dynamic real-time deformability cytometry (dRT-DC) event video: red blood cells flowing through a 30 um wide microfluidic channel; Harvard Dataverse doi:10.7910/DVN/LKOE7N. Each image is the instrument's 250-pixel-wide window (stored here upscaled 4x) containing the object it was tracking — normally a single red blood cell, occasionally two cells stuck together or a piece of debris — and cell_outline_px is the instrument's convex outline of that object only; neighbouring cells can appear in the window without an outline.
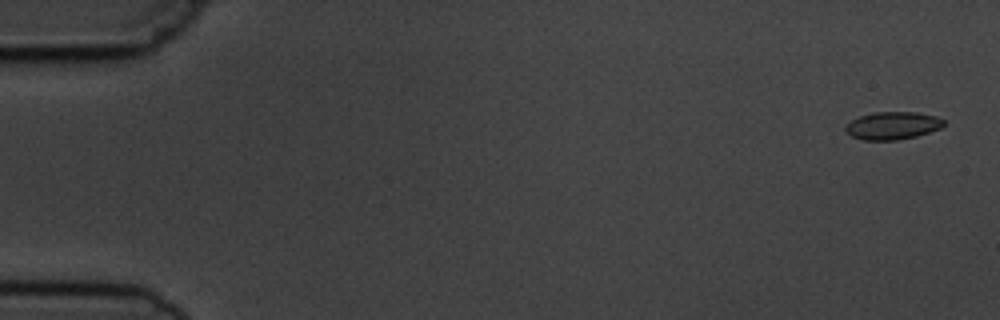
{"species": "common noctule bat (a hibernating species)", "species_latin": "Nyctalus noctula", "temperature_condition": "cold", "stored_images_in_passage": 5, "camera_frame_rate_fps": 3000, "um_per_image_px": 0.085, "animal": {"sex": "male", "body_mass_g": 19.5, "forearm_length_mm": 54.6}, "frame": {"image": 1, "passage_image": 1, "time_ms": 0.0, "image_size_px": [1000, 320], "cell_outline_px": [[944, 124], [940, 128], [916, 136], [896, 140], [864, 140], [852, 136], [844, 128], [844, 124], [860, 116], [872, 112], [916, 112], [936, 116], [944, 120]], "centroid_in_image_um": [75.85, 10.67], "position_along_channel_um": 9.2, "area_um2": 15.78}}
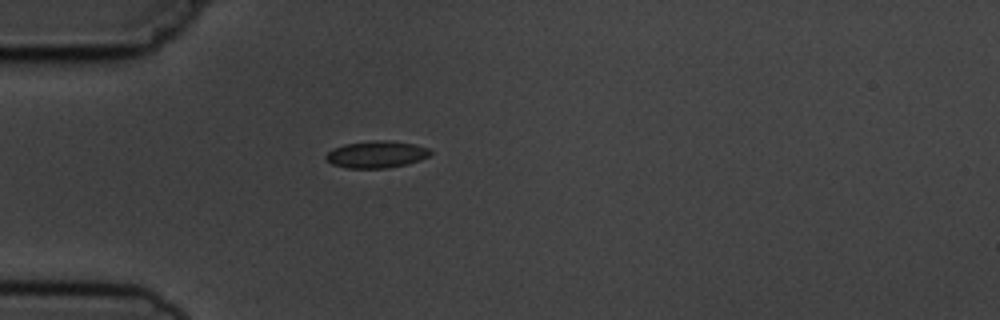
{"frame": {"image": 2, "passage_image": 5, "time_ms": 4.667, "image_size_px": [1000, 320], "cell_outline_px": [[432, 152], [428, 156], [420, 160], [388, 168], [344, 168], [332, 164], [324, 160], [324, 156], [332, 148], [344, 144], [372, 140], [384, 140], [412, 144], [428, 148]], "centroid_in_image_um": [31.92, 13.13], "position_along_channel_um": 53.1, "area_um2": 16.42}}